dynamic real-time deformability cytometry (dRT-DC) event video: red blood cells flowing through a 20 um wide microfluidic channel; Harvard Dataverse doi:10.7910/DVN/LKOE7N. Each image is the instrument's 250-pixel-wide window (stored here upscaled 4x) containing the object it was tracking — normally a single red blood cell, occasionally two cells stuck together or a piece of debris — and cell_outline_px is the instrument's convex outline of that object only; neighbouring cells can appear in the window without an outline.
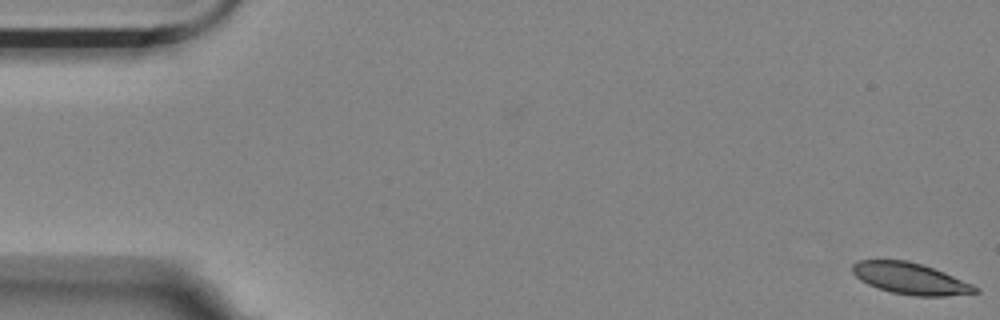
{"species": "Egyptian fruit bat (a non-hibernating species)", "species_latin": "Rousettus aegyptiacus", "temperature_condition": "room temperature", "stored_images_in_passage": 25, "camera_frame_rate_fps": 3000, "um_per_image_px": 0.085, "animal": {"sex": "female"}, "frame": {"image": 1, "passage_image": 1, "time_ms": 0.0, "image_size_px": [1000, 320], "cell_outline_px": [[980, 292], [944, 296], [912, 296], [892, 292], [876, 288], [860, 280], [852, 272], [852, 264], [856, 260], [908, 260], [944, 272], [972, 284], [980, 288]], "centroid_in_image_um": [77.36, 23.68], "position_along_channel_um": 7.6, "area_um2": 22.48}}
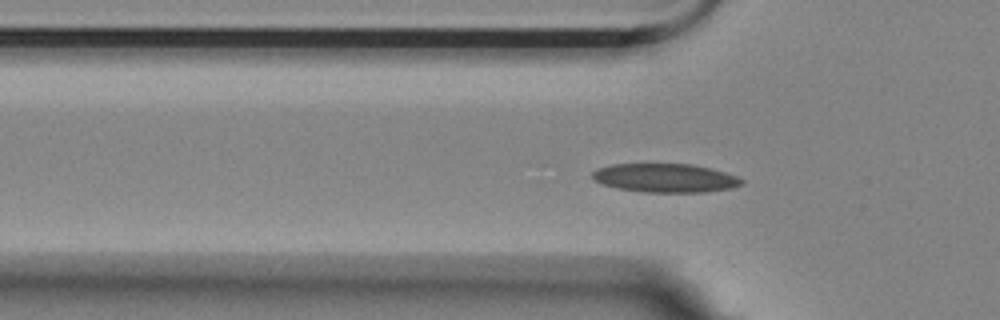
{"frame": {"image": 2, "passage_image": 18, "time_ms": 5.667, "image_size_px": [1000, 320], "cell_outline_px": [[744, 184], [732, 188], [704, 192], [644, 192], [616, 188], [600, 184], [592, 180], [592, 172], [596, 168], [612, 164], [692, 164], [712, 168], [736, 176], [744, 180]], "centroid_in_image_um": [56.51, 15.13], "position_along_channel_um": 69.3, "area_um2": 25.26}}
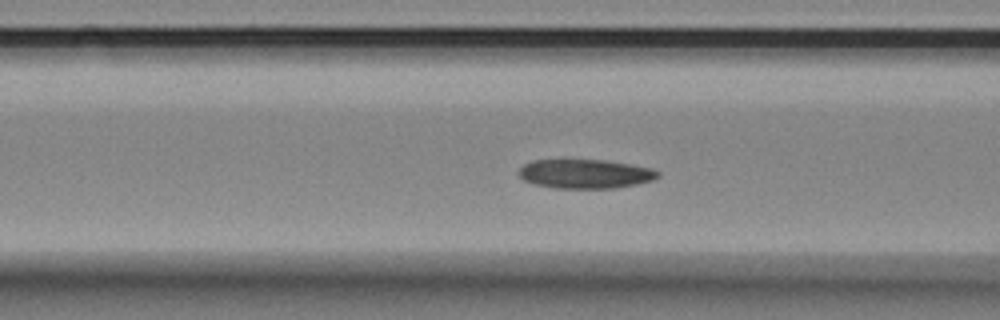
{"frame": {"image": 3, "passage_image": 22, "time_ms": 7.0, "image_size_px": [1000, 320], "cell_outline_px": [[660, 176], [652, 180], [636, 184], [616, 188], [556, 188], [536, 184], [524, 180], [516, 172], [524, 164], [532, 160], [608, 160], [632, 164], [652, 168], [660, 172]], "centroid_in_image_um": [49.76, 14.77], "position_along_channel_um": 116.8, "area_um2": 23.7}}